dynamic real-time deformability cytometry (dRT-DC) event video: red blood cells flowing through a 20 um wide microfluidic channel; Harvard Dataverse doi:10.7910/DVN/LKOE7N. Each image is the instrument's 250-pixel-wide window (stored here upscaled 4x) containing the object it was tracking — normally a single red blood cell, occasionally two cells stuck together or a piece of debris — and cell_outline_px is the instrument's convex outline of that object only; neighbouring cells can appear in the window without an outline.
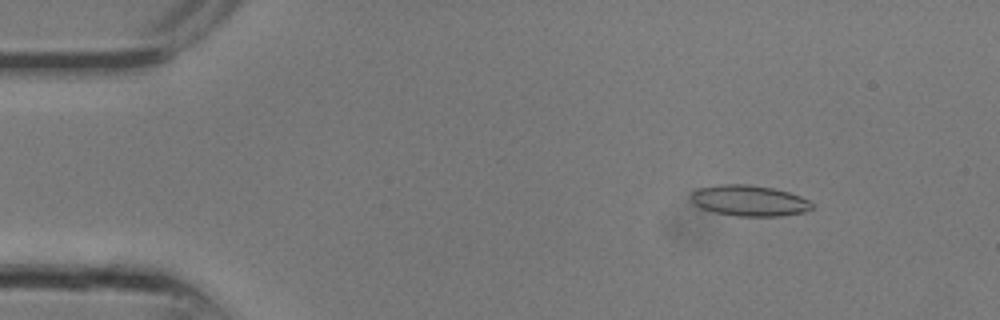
{"species": "common noctule bat (a hibernating species)", "species_latin": "Nyctalus noctula", "temperature_condition": "room temperature", "stored_images_in_passage": 14, "camera_frame_rate_fps": 3000, "um_per_image_px": 0.085, "animal": {"sex": "male", "body_mass_g": 13.3}, "frame": {"image": 1, "passage_image": 3, "time_ms": 0.667, "image_size_px": [1000, 320], "cell_outline_px": [[812, 208], [804, 212], [780, 216], [736, 216], [712, 212], [700, 208], [692, 200], [692, 192], [696, 188], [720, 184], [748, 184], [772, 188], [788, 192], [800, 196], [808, 200], [812, 204]], "centroid_in_image_um": [63.66, 17.05], "position_along_channel_um": 21.3, "area_um2": 21.73}}
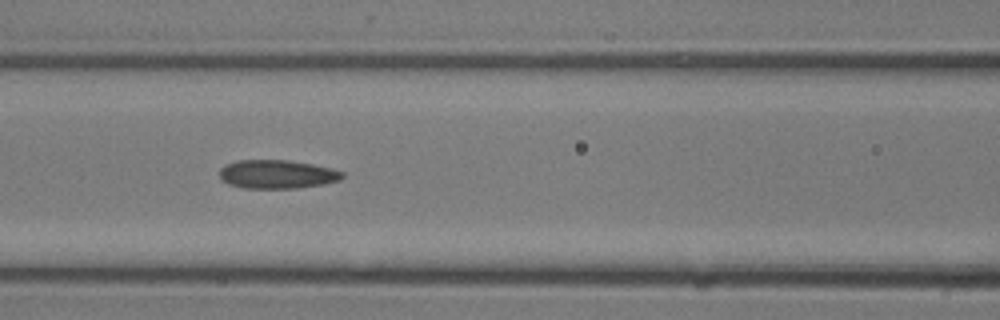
{"frame": {"image": 2, "passage_image": 11, "time_ms": 3.333, "image_size_px": [1000, 320], "cell_outline_px": [[344, 176], [340, 180], [324, 184], [296, 188], [240, 188], [228, 184], [220, 180], [220, 168], [224, 164], [236, 160], [288, 160], [312, 164], [332, 168], [344, 172]], "centroid_in_image_um": [23.52, 14.81], "position_along_channel_um": 143.1, "area_um2": 20.75}}
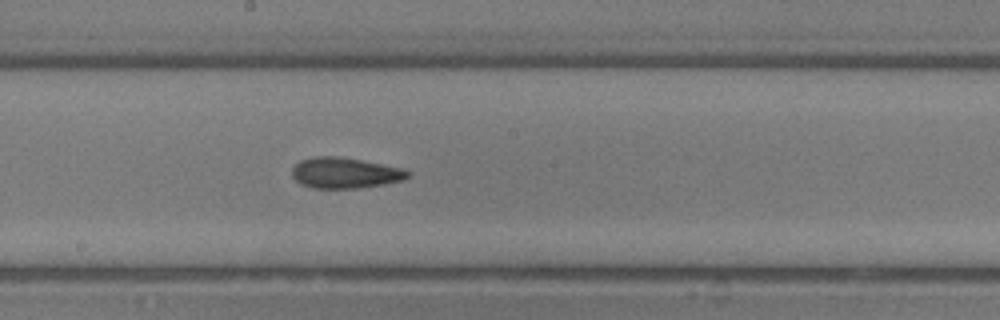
{"frame": {"image": 3, "passage_image": 14, "time_ms": 4.333, "image_size_px": [1000, 320], "cell_outline_px": [[412, 172], [404, 180], [384, 184], [356, 188], [312, 188], [300, 184], [292, 176], [292, 168], [300, 160], [312, 156], [340, 156], [404, 168]], "centroid_in_image_um": [29.32, 14.69], "position_along_channel_um": 218.9, "area_um2": 20.92}}